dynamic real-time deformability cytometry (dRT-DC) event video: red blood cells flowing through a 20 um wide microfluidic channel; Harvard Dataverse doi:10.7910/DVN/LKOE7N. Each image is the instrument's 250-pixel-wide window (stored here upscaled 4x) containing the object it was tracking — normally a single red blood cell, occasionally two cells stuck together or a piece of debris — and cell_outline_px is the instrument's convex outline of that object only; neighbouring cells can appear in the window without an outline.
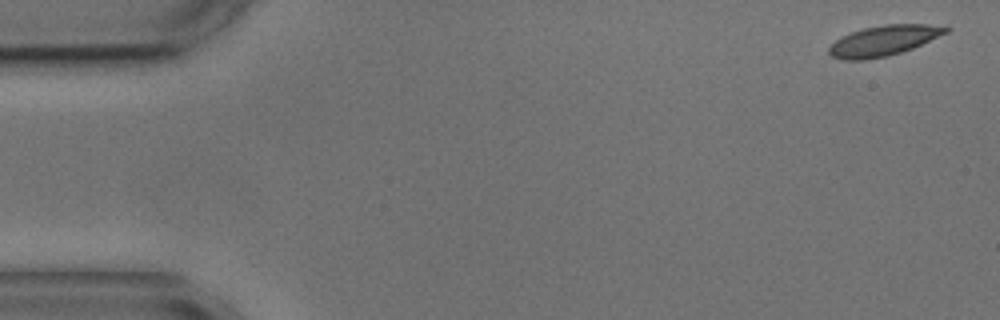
{"species": "common noctule bat (a hibernating species)", "species_latin": "Nyctalus noctula", "temperature_condition": "cold", "stored_images_in_passage": 4, "camera_frame_rate_fps": 3000, "um_per_image_px": 0.085, "animal": {"sex": "male", "body_mass_g": 17.9, "forearm_length_mm": 54.2}, "frame": {"image": 1, "passage_image": 1, "time_ms": 0.0, "image_size_px": [1000, 320], "cell_outline_px": [[952, 28], [948, 32], [912, 48], [888, 56], [864, 60], [844, 60], [832, 56], [828, 52], [828, 48], [840, 36], [864, 28], [884, 24], [928, 24]], "centroid_in_image_um": [75.09, 3.45], "position_along_channel_um": 9.9, "area_um2": 20.52}}
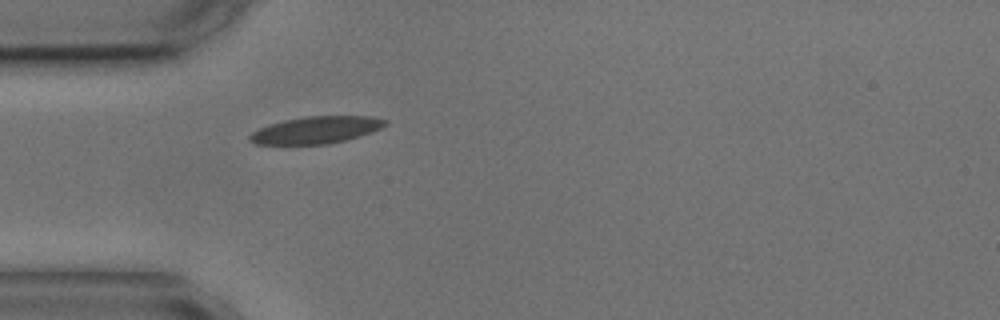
{"frame": {"image": 2, "passage_image": 4, "time_ms": 4.667, "image_size_px": [1000, 320], "cell_outline_px": [[388, 124], [380, 128], [344, 140], [328, 144], [256, 144], [248, 140], [248, 136], [252, 132], [268, 124], [284, 120], [304, 116], [372, 116], [388, 120]], "centroid_in_image_um": [26.83, 11.03], "position_along_channel_um": 58.2, "area_um2": 21.21}}